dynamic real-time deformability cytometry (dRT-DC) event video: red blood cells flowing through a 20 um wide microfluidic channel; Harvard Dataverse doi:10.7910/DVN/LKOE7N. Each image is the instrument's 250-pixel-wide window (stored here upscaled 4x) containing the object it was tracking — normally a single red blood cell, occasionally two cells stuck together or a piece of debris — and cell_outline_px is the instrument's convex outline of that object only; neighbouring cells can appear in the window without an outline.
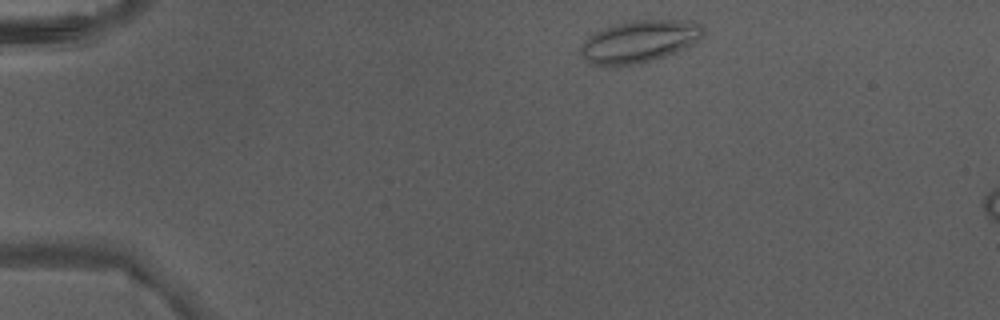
{"species": "Egyptian fruit bat (a non-hibernating species)", "species_latin": "Rousettus aegyptiacus", "temperature_condition": "warm", "stored_images_in_passage": 3, "camera_frame_rate_fps": 3000, "um_per_image_px": 0.085, "animal": {"sex": "male"}, "frame": {"image": 1, "passage_image": 1, "time_ms": 0.0, "image_size_px": [1000, 320], "cell_outline_px": [[704, 32], [696, 44], [688, 48], [652, 60], [616, 68], [588, 64], [580, 56], [580, 44], [588, 36], [600, 28], [624, 20], [696, 20], [704, 28]], "centroid_in_image_um": [54.3, 3.53], "position_along_channel_um": 30.7, "area_um2": 31.33}}